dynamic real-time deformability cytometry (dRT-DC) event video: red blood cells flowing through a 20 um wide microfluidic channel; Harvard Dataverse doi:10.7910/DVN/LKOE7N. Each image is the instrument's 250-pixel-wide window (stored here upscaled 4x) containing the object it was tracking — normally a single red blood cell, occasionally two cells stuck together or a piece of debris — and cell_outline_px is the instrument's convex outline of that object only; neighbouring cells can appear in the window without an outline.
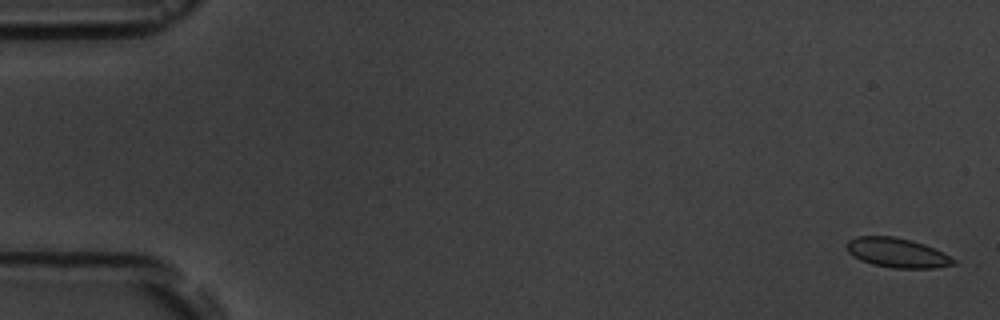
{"species": "common noctule bat (a hibernating species)", "species_latin": "Nyctalus noctula", "temperature_condition": "room temperature", "stored_images_in_passage": 6, "segment_of_instrument_passage": [1, 2], "camera_frame_rate_fps": 3000, "um_per_image_px": 0.085, "animal": {"sex": "male", "body_mass_g": 19.5, "forearm_length_mm": 54.6}, "frame": {"image": 1, "passage_image": 1, "time_ms": 0.0, "image_size_px": [1000, 320], "cell_outline_px": [[956, 264], [936, 268], [892, 268], [872, 264], [860, 260], [848, 252], [844, 244], [848, 240], [856, 236], [892, 236], [912, 240], [924, 244], [944, 252], [956, 260]], "centroid_in_image_um": [76.25, 21.48], "position_along_channel_um": 8.7, "area_um2": 18.61}}
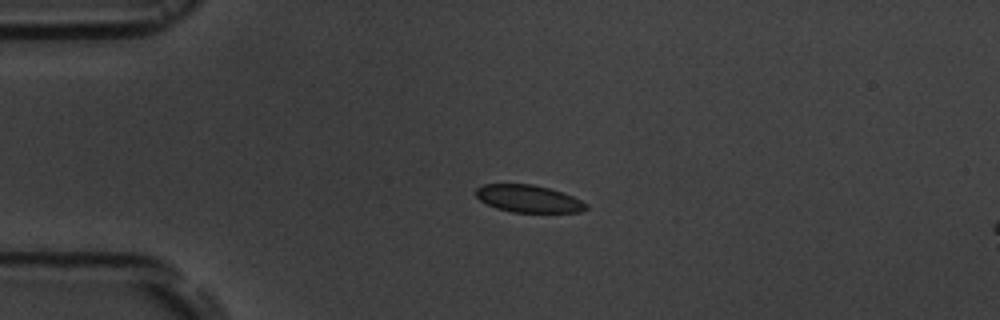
{"frame": {"image": 2, "passage_image": 4, "time_ms": 4.0, "image_size_px": [1000, 320], "cell_outline_px": [[588, 208], [580, 212], [512, 212], [496, 208], [480, 200], [476, 196], [476, 188], [484, 184], [532, 184], [548, 188], [572, 196], [588, 204]], "centroid_in_image_um": [44.91, 16.89], "position_along_channel_um": 40.1, "area_um2": 17.4}}